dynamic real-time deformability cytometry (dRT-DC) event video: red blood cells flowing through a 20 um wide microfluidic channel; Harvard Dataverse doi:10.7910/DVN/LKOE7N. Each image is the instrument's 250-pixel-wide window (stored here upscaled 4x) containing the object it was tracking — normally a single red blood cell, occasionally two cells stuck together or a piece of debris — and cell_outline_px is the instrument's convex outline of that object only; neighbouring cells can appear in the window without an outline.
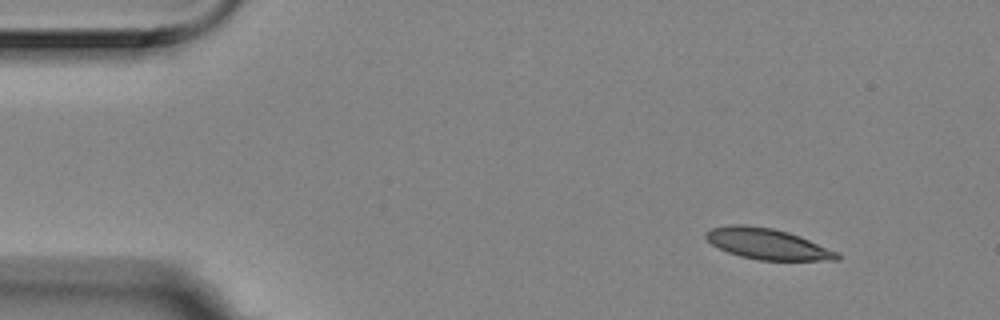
{"species": "Egyptian fruit bat (a non-hibernating species)", "species_latin": "Rousettus aegyptiacus", "temperature_condition": "room temperature", "stored_images_in_passage": 4, "segment_of_instrument_passage": [2, 2], "camera_frame_rate_fps": 3000, "um_per_image_px": 0.085, "animal": {"sex": "female"}, "frame": {"image": 1, "passage_image": 4, "time_ms": 1.0, "image_size_px": [1000, 320], "cell_outline_px": [[840, 260], [760, 260], [740, 256], [728, 252], [712, 244], [704, 236], [704, 232], [712, 228], [732, 224], [744, 224], [772, 228], [788, 232], [800, 236], [840, 252]], "centroid_in_image_um": [65.25, 20.73], "position_along_channel_um": 19.7, "area_um2": 23.64}}